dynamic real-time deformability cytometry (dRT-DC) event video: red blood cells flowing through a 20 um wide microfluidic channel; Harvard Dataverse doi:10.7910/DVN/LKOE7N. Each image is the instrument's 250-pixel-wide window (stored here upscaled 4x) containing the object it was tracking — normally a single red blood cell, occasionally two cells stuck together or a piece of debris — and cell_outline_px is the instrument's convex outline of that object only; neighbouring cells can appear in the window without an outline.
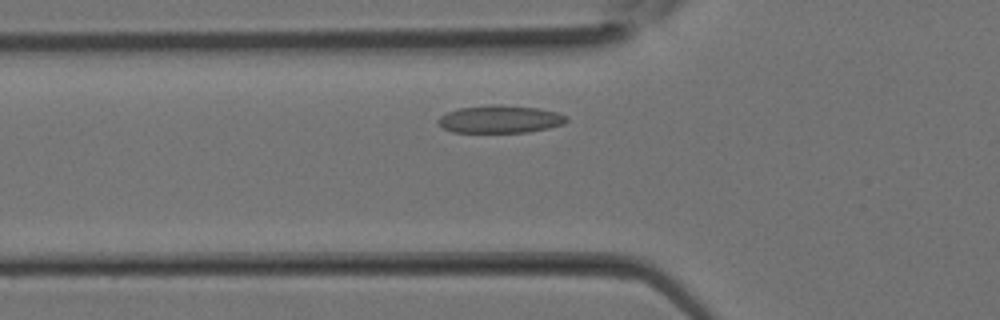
{"species": "Egyptian fruit bat (a non-hibernating species)", "species_latin": "Rousettus aegyptiacus", "temperature_condition": "room temperature", "stored_images_in_passage": 21, "camera_frame_rate_fps": 3000, "um_per_image_px": 0.085, "animal": {"sex": "female"}, "frame": {"image": 1, "passage_image": 3, "time_ms": 0.667, "image_size_px": [1000, 320], "cell_outline_px": [[568, 120], [564, 124], [548, 128], [528, 132], [452, 132], [444, 128], [436, 120], [440, 116], [448, 112], [460, 108], [488, 104], [500, 104], [540, 108], [556, 112], [568, 116]], "centroid_in_image_um": [42.53, 10.12], "position_along_channel_um": 83.3, "area_um2": 20.81}}
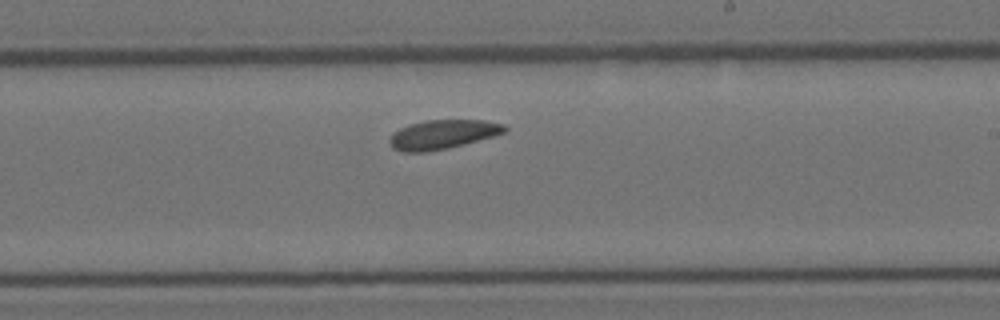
{"frame": {"image": 2, "passage_image": 11, "time_ms": 3.333, "image_size_px": [1000, 320], "cell_outline_px": [[508, 128], [504, 132], [492, 136], [448, 148], [424, 152], [404, 152], [392, 148], [388, 140], [400, 128], [408, 124], [424, 120], [484, 120], [504, 124]], "centroid_in_image_um": [37.6, 11.42], "position_along_channel_um": 251.4, "area_um2": 19.36}}
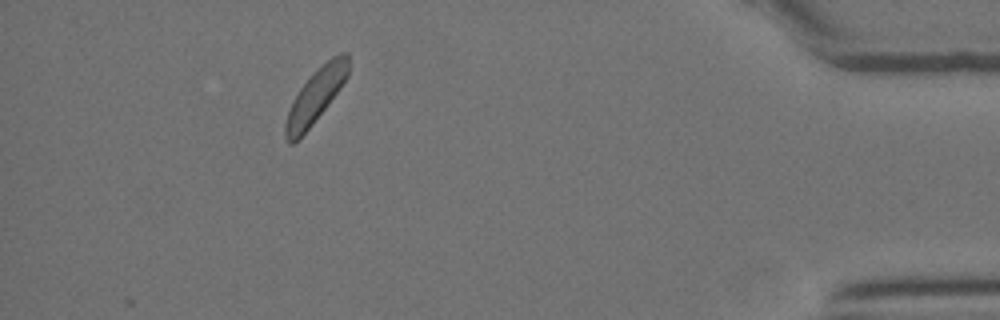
{"frame": {"image": 3, "passage_image": 21, "time_ms": 6.667, "image_size_px": [1000, 320], "cell_outline_px": [[348, 76], [340, 88], [312, 124], [292, 144], [288, 144], [284, 136], [284, 124], [288, 112], [300, 88], [332, 56], [340, 52], [348, 52]], "centroid_in_image_um": [26.83, 8.17], "position_along_channel_um": 408.4, "area_um2": 18.9}}